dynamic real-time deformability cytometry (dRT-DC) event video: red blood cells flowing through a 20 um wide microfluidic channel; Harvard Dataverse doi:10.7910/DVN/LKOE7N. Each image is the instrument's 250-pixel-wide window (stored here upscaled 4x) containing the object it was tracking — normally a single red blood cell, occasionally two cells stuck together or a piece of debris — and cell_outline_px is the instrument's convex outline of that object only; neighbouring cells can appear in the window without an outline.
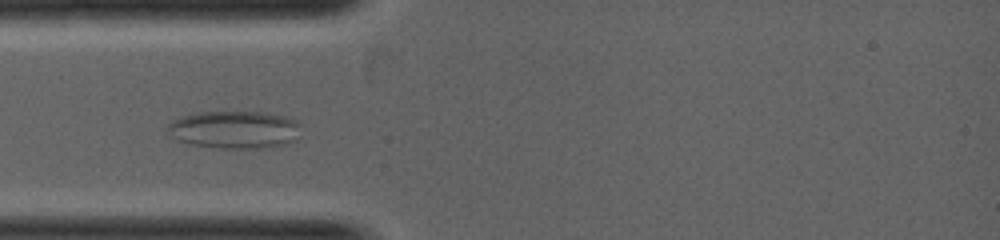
{"species": "common noctule bat (a hibernating species)", "species_latin": "Nyctalus noctula", "temperature_condition": "warm", "stored_images_in_passage": 49, "camera_frame_rate_fps": 5000, "um_per_image_px": 0.085, "animal": {"sex": "female", "body_mass_g": 19.0, "forearm_length_mm": 53.3}, "frame": {"image": 1, "passage_image": 16, "time_ms": 1.8, "image_size_px": [1000, 240], "cell_outline_px": [[300, 124], [292, 140], [284, 144], [260, 148], [220, 148], [192, 144], [176, 140], [168, 132], [168, 124], [172, 120], [180, 116], [196, 112], [268, 112], [284, 116], [296, 120]], "centroid_in_image_um": [19.87, 11.0], "position_along_channel_um": 65.1, "area_um2": 29.02}}
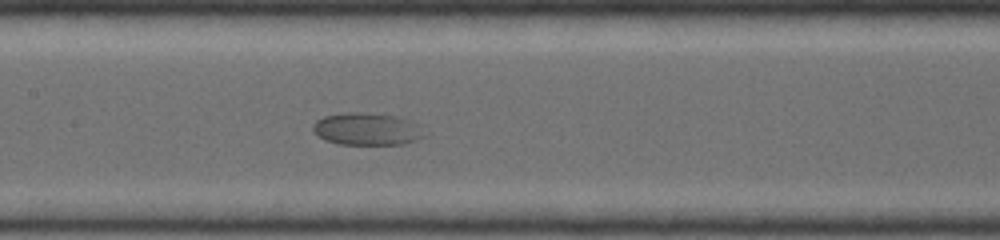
{"frame": {"image": 2, "passage_image": 28, "time_ms": 3.2, "image_size_px": [1000, 240], "cell_outline_px": [[428, 136], [404, 144], [340, 144], [324, 140], [316, 136], [312, 128], [312, 124], [316, 120], [324, 116], [348, 112], [368, 112], [396, 116], [420, 124]], "centroid_in_image_um": [31.21, 10.96], "position_along_channel_um": 176.2, "area_um2": 21.39}}
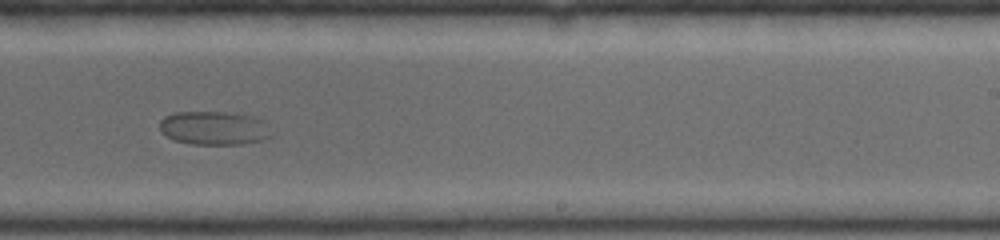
{"frame": {"image": 3, "passage_image": 39, "time_ms": 4.4, "image_size_px": [1000, 240], "cell_outline_px": [[276, 132], [272, 136], [260, 140], [240, 144], [192, 144], [176, 140], [160, 132], [160, 120], [164, 116], [176, 112], [232, 112], [252, 116], [268, 120]], "centroid_in_image_um": [18.31, 10.87], "position_along_channel_um": 270.7, "area_um2": 22.43}}